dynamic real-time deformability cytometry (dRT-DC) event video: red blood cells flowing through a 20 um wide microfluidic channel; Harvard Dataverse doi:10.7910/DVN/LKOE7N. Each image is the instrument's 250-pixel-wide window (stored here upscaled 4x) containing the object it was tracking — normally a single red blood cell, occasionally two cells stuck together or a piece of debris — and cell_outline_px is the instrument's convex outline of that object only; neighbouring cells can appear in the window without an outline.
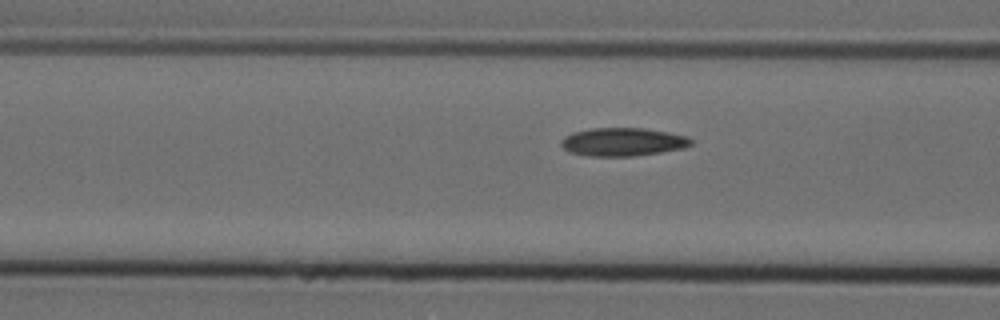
{"species": "Egyptian fruit bat (a non-hibernating species)", "species_latin": "Rousettus aegyptiacus", "temperature_condition": "cold", "stored_images_in_passage": 13, "camera_frame_rate_fps": 3000, "um_per_image_px": 0.085, "animal": {"sex": "female"}, "frame": {"image": 1, "passage_image": 11, "time_ms": 3.333, "image_size_px": [1000, 320], "cell_outline_px": [[692, 144], [684, 148], [660, 152], [632, 156], [588, 156], [568, 152], [560, 144], [560, 140], [564, 136], [572, 132], [592, 128], [644, 128], [668, 132], [688, 136], [692, 140]], "centroid_in_image_um": [52.91, 12.06], "position_along_channel_um": 113.7, "area_um2": 21.5}}